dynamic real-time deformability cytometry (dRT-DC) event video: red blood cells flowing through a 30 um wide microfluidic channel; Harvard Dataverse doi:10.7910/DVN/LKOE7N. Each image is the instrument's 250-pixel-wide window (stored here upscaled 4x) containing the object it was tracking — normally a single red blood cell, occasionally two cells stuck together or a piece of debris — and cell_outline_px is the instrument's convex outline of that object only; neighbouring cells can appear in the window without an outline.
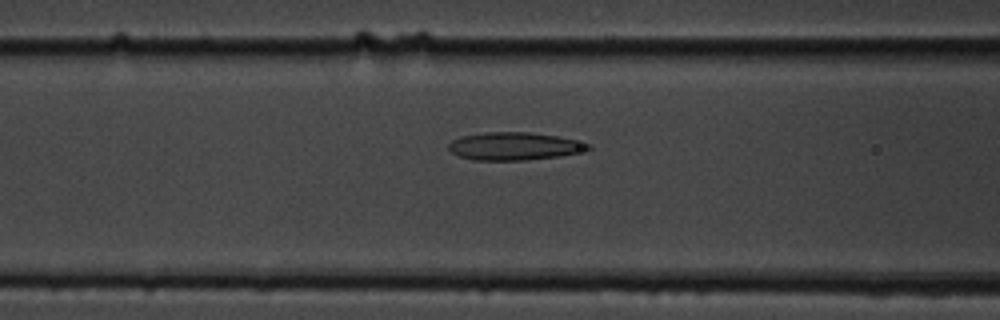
{"species": "common noctule bat (a hibernating species)", "species_latin": "Nyctalus noctula", "temperature_condition": "cold", "stored_images_in_passage": 40, "camera_frame_rate_fps": 3000, "um_per_image_px": 0.085, "animal": {"sex": "male", "body_mass_g": 19.5, "forearm_length_mm": 54.6}, "frame": {"image": 1, "passage_image": 7, "time_ms": 2.0, "image_size_px": [1000, 320], "cell_outline_px": [[592, 148], [560, 156], [524, 160], [472, 160], [460, 156], [452, 152], [448, 148], [448, 144], [452, 140], [460, 136], [484, 132], [532, 132], [556, 136], [592, 144]], "centroid_in_image_um": [43.68, 12.42], "position_along_channel_um": 122.9, "area_um2": 22.54}}
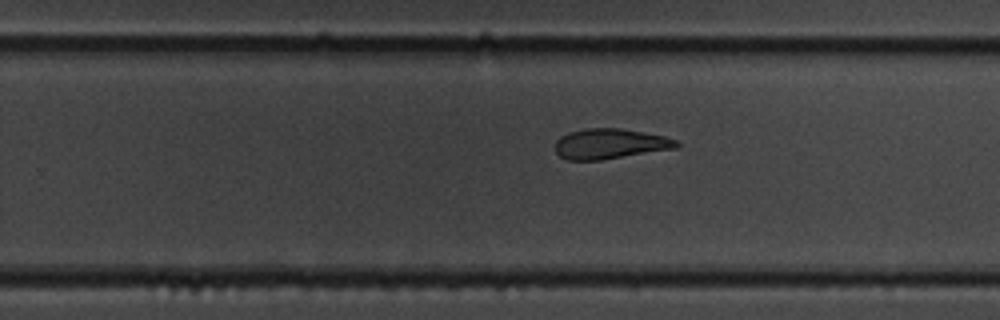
{"frame": {"image": 2, "passage_image": 20, "time_ms": 6.333, "image_size_px": [1000, 320], "cell_outline_px": [[680, 144], [676, 148], [600, 160], [564, 160], [556, 152], [556, 140], [560, 136], [568, 132], [584, 128], [620, 128], [644, 132], [664, 136], [676, 140]], "centroid_in_image_um": [51.82, 12.22], "position_along_channel_um": 278.0, "area_um2": 21.39}}
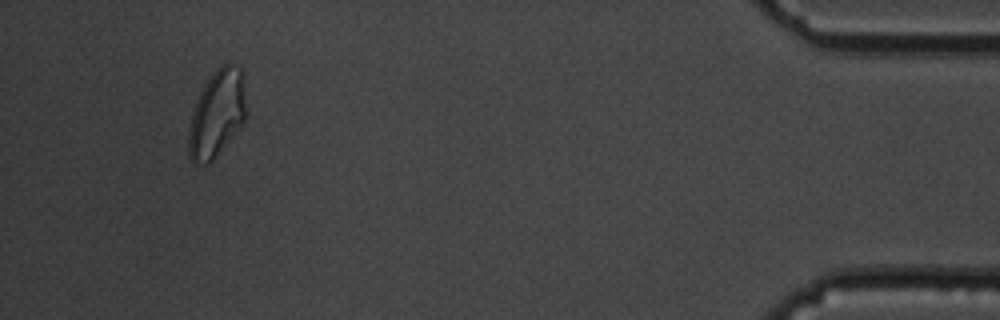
{"frame": {"image": 3, "passage_image": 37, "time_ms": 12.0, "image_size_px": [1000, 320], "cell_outline_px": [[244, 120], [232, 136], [212, 160], [204, 164], [196, 164], [188, 156], [188, 128], [200, 92], [204, 84], [216, 68], [220, 64], [228, 60], [240, 68], [244, 72]], "centroid_in_image_um": [18.42, 9.6], "position_along_channel_um": 416.8, "area_um2": 28.84}, "authors_computed_cell_mechanics": {"area_um2": 22.831, "velocity_mm_per_s": 3.5805, "shape_relaxation_time_tau1_ms": null, "shape_relaxation_time_tau2_ms": 4.1772, "deformation_change_tau1": null, "deformation_change_tau2": 0.1252}}